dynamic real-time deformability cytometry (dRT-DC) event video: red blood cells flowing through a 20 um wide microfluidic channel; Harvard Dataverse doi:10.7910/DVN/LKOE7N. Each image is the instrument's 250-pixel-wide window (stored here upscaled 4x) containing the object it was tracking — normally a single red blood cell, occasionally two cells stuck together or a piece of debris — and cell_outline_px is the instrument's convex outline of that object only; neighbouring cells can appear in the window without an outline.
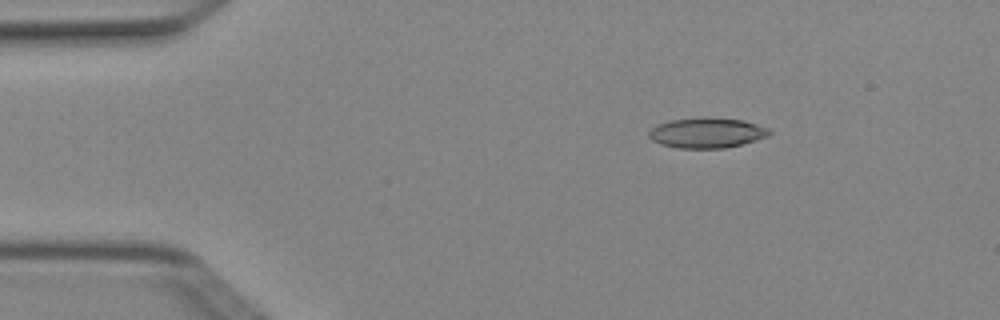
{"species": "Egyptian fruit bat (a non-hibernating species)", "species_latin": "Rousettus aegyptiacus", "temperature_condition": "cold", "stored_images_in_passage": 3, "camera_frame_rate_fps": 3000, "um_per_image_px": 0.085, "animal": {"sex": "female"}, "frame": {"image": 1, "passage_image": 1, "time_ms": 0.0, "image_size_px": [1000, 320], "cell_outline_px": [[772, 132], [768, 136], [756, 140], [724, 148], [676, 148], [660, 144], [652, 140], [648, 136], [648, 132], [652, 128], [660, 124], [672, 120], [744, 120], [768, 128]], "centroid_in_image_um": [60.08, 11.34], "position_along_channel_um": 24.9, "area_um2": 20.23}}
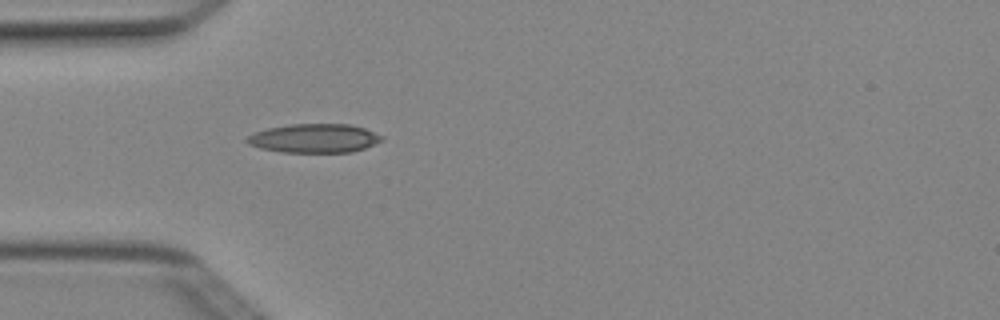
{"frame": {"image": 2, "passage_image": 3, "time_ms": 0.667, "image_size_px": [1000, 320], "cell_outline_px": [[384, 140], [364, 148], [352, 152], [280, 152], [260, 148], [248, 144], [244, 140], [248, 136], [256, 132], [268, 128], [292, 124], [352, 124], [364, 128], [384, 136]], "centroid_in_image_um": [26.73, 11.75], "position_along_channel_um": 58.3, "area_um2": 22.72}}